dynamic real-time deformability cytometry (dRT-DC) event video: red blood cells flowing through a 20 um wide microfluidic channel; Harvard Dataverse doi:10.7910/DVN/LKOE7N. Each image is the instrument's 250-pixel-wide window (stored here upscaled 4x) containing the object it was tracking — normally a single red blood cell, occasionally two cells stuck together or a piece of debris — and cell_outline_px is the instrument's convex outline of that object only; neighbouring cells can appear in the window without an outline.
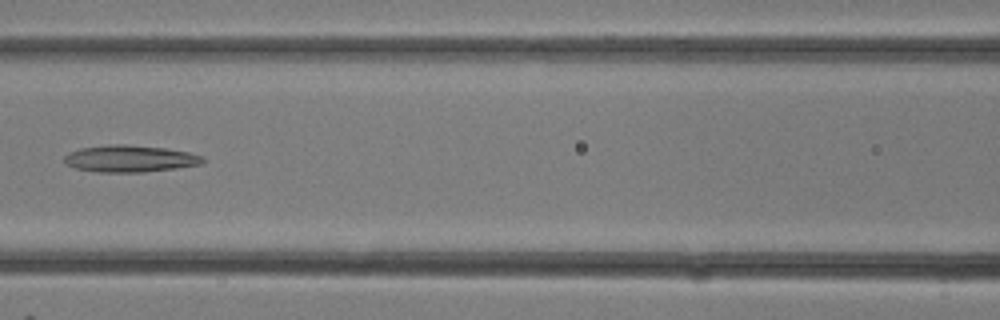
{"species": "common noctule bat (a hibernating species)", "species_latin": "Nyctalus noctula", "temperature_condition": "room temperature", "stored_images_in_passage": 29, "camera_frame_rate_fps": 3000, "um_per_image_px": 0.085, "animal": {"sex": "female"}, "frame": {"image": 1, "passage_image": 13, "time_ms": 4.0, "image_size_px": [1000, 320], "cell_outline_px": [[204, 164], [176, 168], [144, 172], [96, 172], [76, 168], [64, 164], [64, 156], [80, 148], [108, 144], [124, 144], [164, 148], [188, 152], [204, 156]], "centroid_in_image_um": [11.05, 13.49], "position_along_channel_um": 155.5, "area_um2": 21.73}}